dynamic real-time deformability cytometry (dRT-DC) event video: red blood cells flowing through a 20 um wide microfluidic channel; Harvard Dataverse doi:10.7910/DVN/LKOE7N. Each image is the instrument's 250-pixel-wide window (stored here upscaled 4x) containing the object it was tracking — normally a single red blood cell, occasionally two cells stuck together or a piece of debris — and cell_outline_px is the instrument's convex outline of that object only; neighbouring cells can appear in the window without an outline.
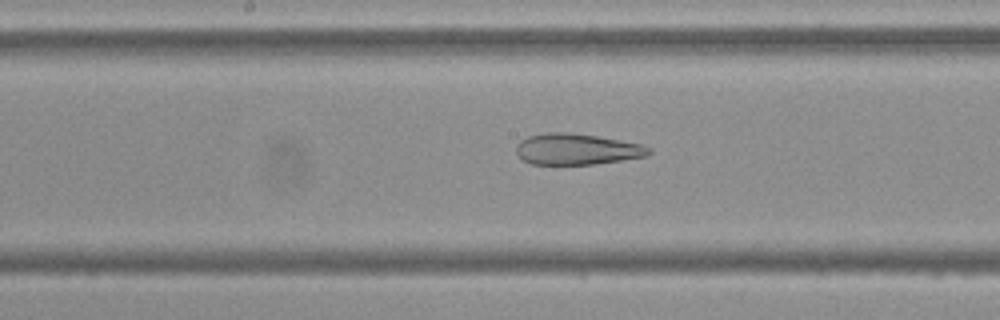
{"species": "Egyptian fruit bat (a non-hibernating species)", "species_latin": "Rousettus aegyptiacus", "temperature_condition": "cold", "stored_images_in_passage": 54, "camera_frame_rate_fps": 3000, "um_per_image_px": 0.085, "frame": {"image": 1, "passage_image": 27, "time_ms": 8.667, "image_size_px": [1000, 320], "cell_outline_px": [[652, 152], [644, 156], [620, 160], [592, 164], [532, 164], [524, 160], [516, 152], [516, 144], [520, 140], [528, 136], [544, 132], [568, 132], [596, 136], [640, 144], [652, 148]], "centroid_in_image_um": [48.99, 12.67], "position_along_channel_um": 199.2, "area_um2": 23.81}}
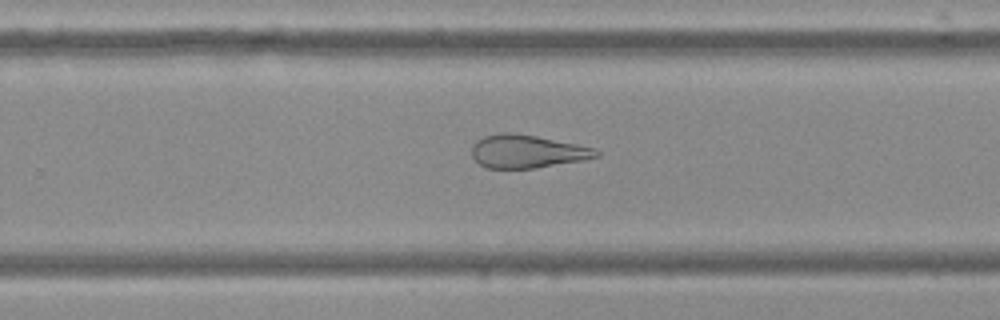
{"frame": {"image": 2, "passage_image": 34, "time_ms": 11.0, "image_size_px": [1000, 320], "cell_outline_px": [[600, 156], [584, 160], [536, 168], [488, 168], [480, 164], [472, 156], [472, 144], [476, 140], [484, 136], [500, 132], [512, 132], [536, 136], [576, 144], [592, 148], [600, 152]], "centroid_in_image_um": [44.78, 12.87], "position_along_channel_um": 285.0, "area_um2": 23.99}}
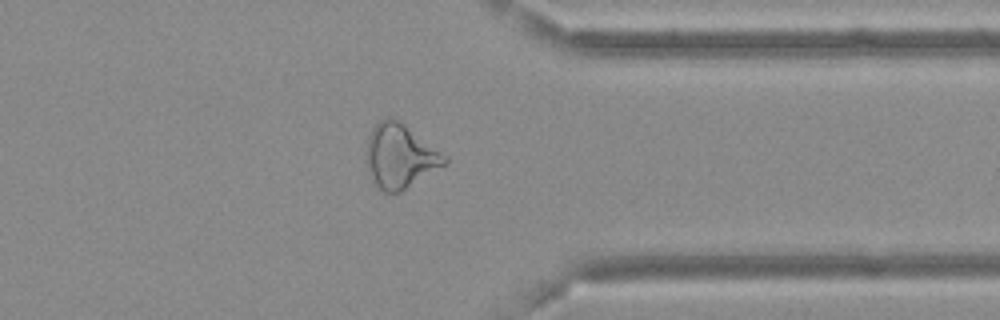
{"frame": {"image": 3, "passage_image": 42, "time_ms": 13.667, "image_size_px": [1000, 320], "cell_outline_px": [[448, 164], [400, 192], [384, 192], [376, 184], [368, 172], [368, 136], [372, 128], [380, 120], [388, 116], [392, 116], [448, 156]], "centroid_in_image_um": [34.04, 13.27], "position_along_channel_um": 377.4, "area_um2": 28.9}}